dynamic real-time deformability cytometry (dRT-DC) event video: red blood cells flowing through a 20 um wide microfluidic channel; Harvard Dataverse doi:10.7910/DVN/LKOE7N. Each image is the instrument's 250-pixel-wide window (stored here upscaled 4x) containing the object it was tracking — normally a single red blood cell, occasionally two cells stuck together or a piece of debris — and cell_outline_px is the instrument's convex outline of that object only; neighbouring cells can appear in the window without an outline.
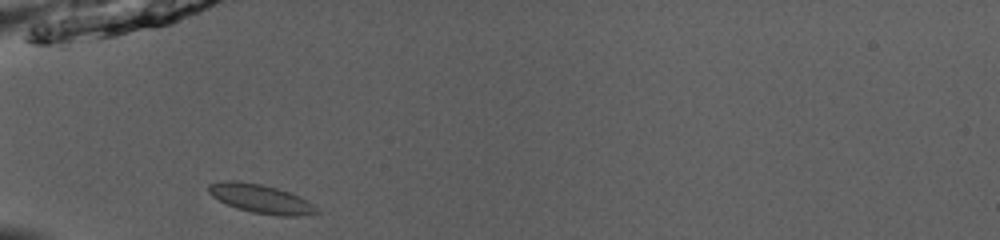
{"species": "common noctule bat (a hibernating species)", "species_latin": "Nyctalus noctula", "temperature_condition": "room temperature", "stored_images_in_passage": 35, "camera_frame_rate_fps": 3000, "um_per_image_px": 0.085, "animal": {"sex": "male", "body_mass_g": 13.0, "forearm_length_mm": 53.1}, "frame": {"image": 1, "passage_image": 1, "time_ms": 0.0, "image_size_px": [1000, 240], "cell_outline_px": [[320, 212], [300, 216], [276, 216], [252, 212], [236, 208], [212, 196], [208, 192], [208, 184], [220, 180], [236, 180], [260, 184], [276, 188], [300, 196], [308, 200]], "centroid_in_image_um": [22.15, 16.89], "position_along_channel_um": 62.8, "area_um2": 18.15}}
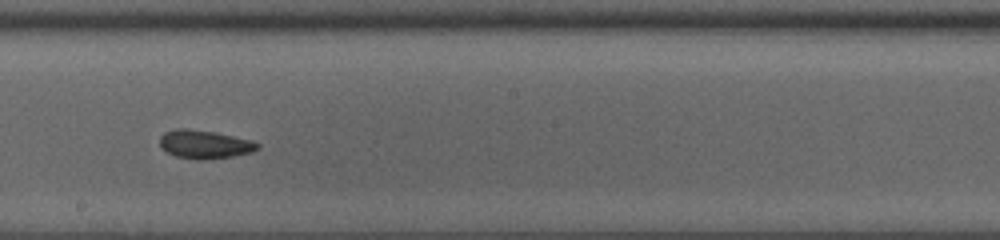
{"frame": {"image": 2, "passage_image": 14, "time_ms": 4.333, "image_size_px": [1000, 240], "cell_outline_px": [[260, 148], [252, 152], [232, 156], [200, 160], [196, 160], [176, 156], [160, 148], [160, 136], [164, 132], [176, 128], [184, 128], [216, 132], [252, 140], [260, 144]], "centroid_in_image_um": [17.39, 12.26], "position_along_channel_um": 230.8, "area_um2": 16.3}}
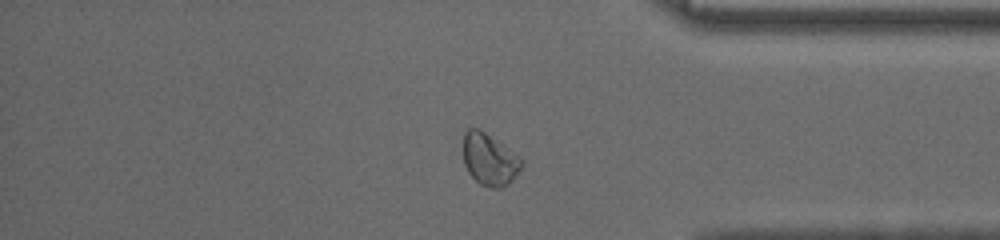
{"frame": {"image": 3, "passage_image": 27, "time_ms": 8.667, "image_size_px": [1000, 240], "cell_outline_px": [[524, 164], [512, 180], [508, 184], [500, 188], [492, 188], [480, 184], [468, 172], [464, 164], [464, 132], [468, 128], [476, 128], [484, 132], [524, 160]], "centroid_in_image_um": [41.61, 13.58], "position_along_channel_um": 393.6, "area_um2": 17.34}, "authors_computed_cell_mechanics": {"area_um2": 16.184, "velocity_mm_per_s": 3.9936, "shape_relaxation_time_tau1_ms": null, "shape_relaxation_time_tau2_ms": 9.6183, "deformation_change_tau1": null, "deformation_change_tau2": 0.1034}}